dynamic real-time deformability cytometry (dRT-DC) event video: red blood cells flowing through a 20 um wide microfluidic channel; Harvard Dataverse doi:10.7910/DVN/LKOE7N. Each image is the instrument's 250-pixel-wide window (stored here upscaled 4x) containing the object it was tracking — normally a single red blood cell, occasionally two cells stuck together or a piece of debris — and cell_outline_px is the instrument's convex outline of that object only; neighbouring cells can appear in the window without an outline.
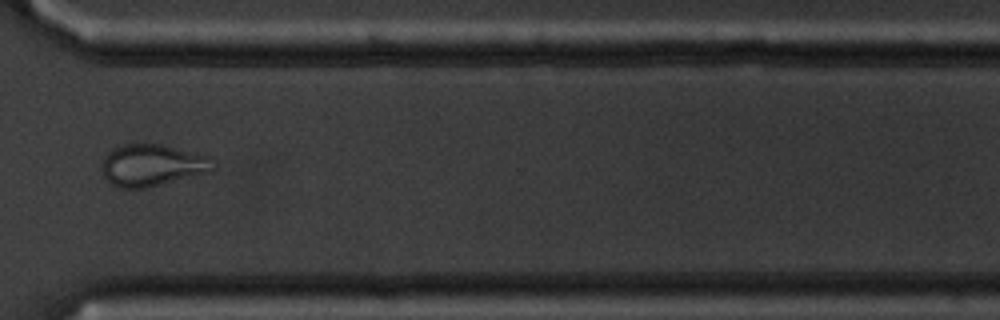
{"species": "common noctule bat (a hibernating species)", "species_latin": "Nyctalus noctula", "temperature_condition": "cold", "stored_images_in_passage": 15, "camera_frame_rate_fps": 3000, "um_per_image_px": 0.085, "animal": {"sex": "male", "body_mass_g": 20.1, "forearm_length_mm": 53.5}, "frame": {"image": 1, "passage_image": 11, "time_ms": 12.333, "image_size_px": [1000, 320], "cell_outline_px": [[216, 168], [212, 172], [144, 188], [120, 188], [112, 184], [104, 176], [104, 156], [112, 148], [124, 144], [164, 144], [208, 156], [216, 164]], "centroid_in_image_um": [12.99, 14.03], "position_along_channel_um": 357.6, "area_um2": 27.11}, "authors_computed_cell_mechanics": {"area_um2": 24.2182, "velocity_mm_per_s": 3.5309, "shape_relaxation_time_tau1_ms": null, "shape_relaxation_time_tau2_ms": 2.3471, "deformation_change_tau1": null, "deformation_change_tau2": 0.0363}}